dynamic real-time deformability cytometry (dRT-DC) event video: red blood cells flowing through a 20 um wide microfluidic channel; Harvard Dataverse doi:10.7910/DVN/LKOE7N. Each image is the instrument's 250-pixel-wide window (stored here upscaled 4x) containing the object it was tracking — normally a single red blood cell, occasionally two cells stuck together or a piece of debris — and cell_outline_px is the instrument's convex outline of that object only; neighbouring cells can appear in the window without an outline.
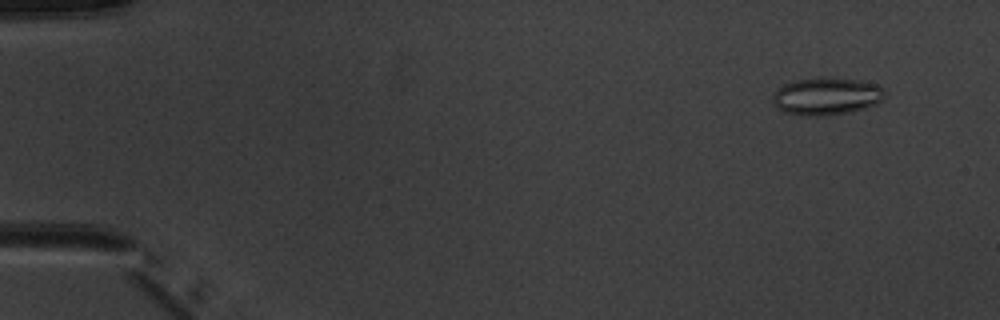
{"species": "common noctule bat (a hibernating species)", "species_latin": "Nyctalus noctula", "temperature_condition": "warm", "stored_images_in_passage": 6, "segment_of_instrument_passage": [1, 2], "camera_frame_rate_fps": 3000, "um_per_image_px": 0.085, "animal": {"sex": "male", "body_mass_g": 20.1, "forearm_length_mm": 53.5}, "frame": {"image": 1, "passage_image": 2, "time_ms": 1.0, "image_size_px": [1000, 320], "cell_outline_px": [[888, 96], [884, 100], [876, 104], [864, 108], [848, 112], [828, 116], [804, 116], [784, 112], [772, 100], [772, 96], [776, 88], [784, 84], [796, 80], [820, 76], [832, 76], [860, 80], [880, 84], [888, 92]], "centroid_in_image_um": [70.33, 8.15], "position_along_channel_um": 14.7, "area_um2": 25.32}}